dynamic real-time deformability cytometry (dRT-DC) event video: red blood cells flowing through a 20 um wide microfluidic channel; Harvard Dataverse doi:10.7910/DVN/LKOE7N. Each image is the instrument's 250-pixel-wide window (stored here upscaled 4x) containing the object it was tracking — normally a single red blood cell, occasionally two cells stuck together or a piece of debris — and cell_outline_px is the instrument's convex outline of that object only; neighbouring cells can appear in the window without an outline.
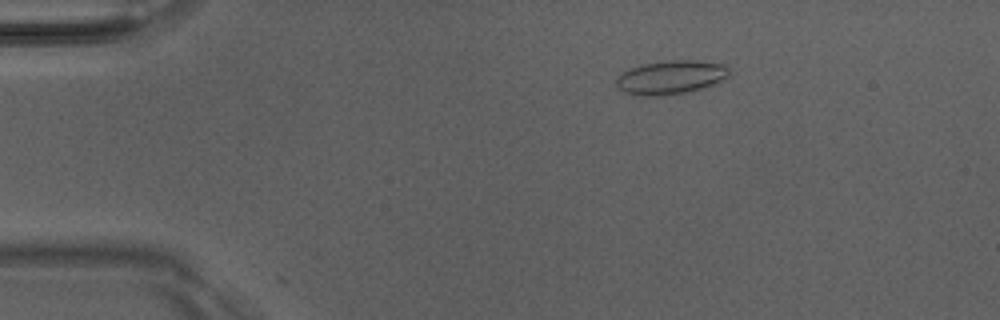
{"species": "Egyptian fruit bat (a non-hibernating species)", "species_latin": "Rousettus aegyptiacus", "temperature_condition": "room temperature", "stored_images_in_passage": 31, "camera_frame_rate_fps": 3000, "um_per_image_px": 0.085, "animal": {"sex": "male"}, "frame": {"image": 1, "passage_image": 1, "time_ms": 0.0, "image_size_px": [1000, 320], "cell_outline_px": [[732, 76], [692, 92], [664, 96], [644, 96], [624, 92], [616, 88], [616, 80], [628, 68], [640, 64], [660, 60], [696, 60], [724, 64], [728, 68]], "centroid_in_image_um": [57.02, 6.57], "position_along_channel_um": 28.0, "area_um2": 22.72}, "authors_computed_cell_mechanics": {"area_um2": 18.9584, "velocity_mm_per_s": 4.0772, "shape_relaxation_time_tau1_ms": null, "shape_relaxation_time_tau2_ms": 1.236, "deformation_change_tau1": null, "deformation_change_tau2": 0.065}}